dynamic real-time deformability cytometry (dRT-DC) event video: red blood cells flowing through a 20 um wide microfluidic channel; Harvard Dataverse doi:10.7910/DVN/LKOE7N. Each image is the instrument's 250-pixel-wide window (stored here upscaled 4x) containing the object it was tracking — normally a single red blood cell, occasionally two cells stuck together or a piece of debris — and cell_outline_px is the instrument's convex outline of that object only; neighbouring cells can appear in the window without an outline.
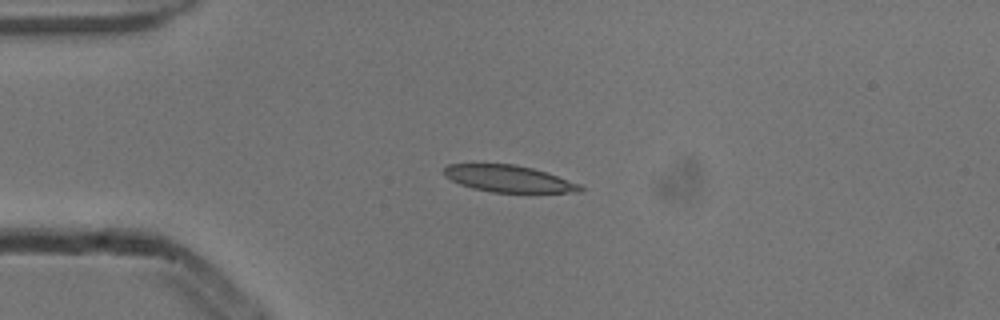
{"species": "common noctule bat (a hibernating species)", "species_latin": "Nyctalus noctula", "temperature_condition": "cold", "stored_images_in_passage": 4, "camera_frame_rate_fps": 3000, "um_per_image_px": 0.085, "animal": {"sex": "male", "body_mass_g": 13.3}, "frame": {"image": 1, "passage_image": 3, "time_ms": 0.667, "image_size_px": [1000, 320], "cell_outline_px": [[584, 188], [580, 192], [528, 196], [492, 192], [472, 188], [460, 184], [444, 176], [444, 168], [448, 164], [516, 164], [532, 168], [580, 184]], "centroid_in_image_um": [43.32, 15.26], "position_along_channel_um": 41.7, "area_um2": 22.25}}